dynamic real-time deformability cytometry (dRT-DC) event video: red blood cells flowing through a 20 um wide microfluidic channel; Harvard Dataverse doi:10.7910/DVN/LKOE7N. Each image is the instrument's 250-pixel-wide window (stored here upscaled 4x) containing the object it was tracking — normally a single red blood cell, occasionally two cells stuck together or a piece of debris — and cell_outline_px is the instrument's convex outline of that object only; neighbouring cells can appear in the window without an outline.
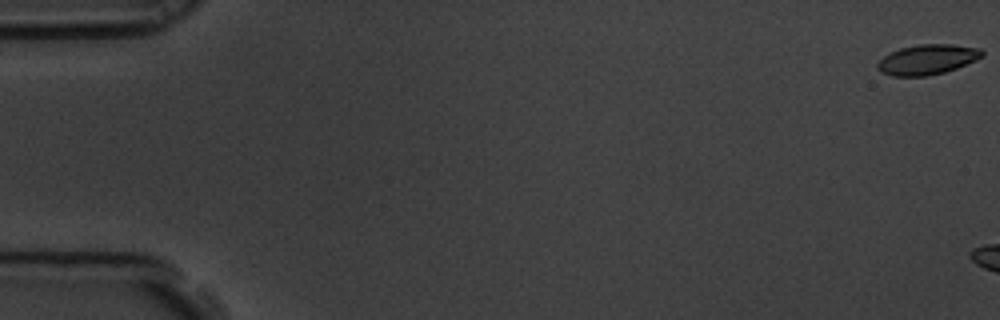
{"species": "common noctule bat (a hibernating species)", "species_latin": "Nyctalus noctula", "temperature_condition": "room temperature", "stored_images_in_passage": 6, "camera_frame_rate_fps": 3000, "um_per_image_px": 0.085, "animal": {"sex": "male", "body_mass_g": 19.5, "forearm_length_mm": 54.6}, "frame": {"image": 1, "passage_image": 1, "time_ms": 0.0, "image_size_px": [1000, 320], "cell_outline_px": [[984, 56], [956, 68], [944, 72], [928, 76], [892, 76], [880, 72], [876, 68], [876, 64], [884, 56], [900, 48], [920, 44], [952, 44], [980, 48], [984, 52]], "centroid_in_image_um": [78.82, 5.06], "position_along_channel_um": 6.2, "area_um2": 18.32}}